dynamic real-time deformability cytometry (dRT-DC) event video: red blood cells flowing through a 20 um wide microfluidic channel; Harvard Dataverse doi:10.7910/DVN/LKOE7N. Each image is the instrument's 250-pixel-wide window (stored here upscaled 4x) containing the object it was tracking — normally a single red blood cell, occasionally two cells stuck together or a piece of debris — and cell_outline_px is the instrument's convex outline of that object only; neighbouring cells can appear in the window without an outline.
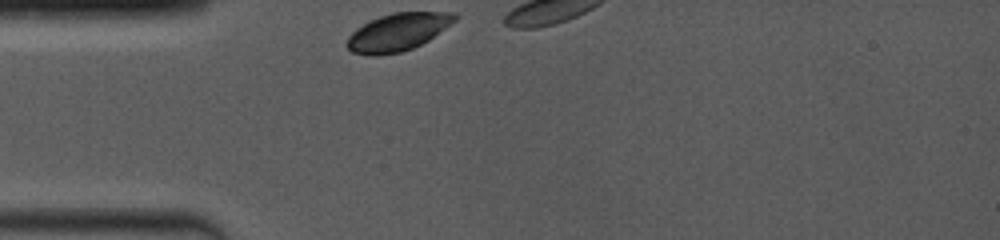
{"species": "common noctule bat (a hibernating species)", "species_latin": "Nyctalus noctula", "temperature_condition": "room temperature", "stored_images_in_passage": 7, "camera_frame_rate_fps": 4000, "um_per_image_px": 0.085, "animal": {"sex": "female", "body_mass_g": 19.0, "forearm_length_mm": 53.3}, "frame": {"image": 1, "passage_image": 1, "time_ms": 0.0, "image_size_px": [1000, 240], "cell_outline_px": [[456, 20], [428, 40], [412, 48], [400, 52], [376, 56], [368, 56], [352, 52], [344, 44], [348, 36], [356, 28], [380, 16], [392, 12], [456, 12]], "centroid_in_image_um": [33.77, 2.73], "position_along_channel_um": 51.2, "area_um2": 23.52}}